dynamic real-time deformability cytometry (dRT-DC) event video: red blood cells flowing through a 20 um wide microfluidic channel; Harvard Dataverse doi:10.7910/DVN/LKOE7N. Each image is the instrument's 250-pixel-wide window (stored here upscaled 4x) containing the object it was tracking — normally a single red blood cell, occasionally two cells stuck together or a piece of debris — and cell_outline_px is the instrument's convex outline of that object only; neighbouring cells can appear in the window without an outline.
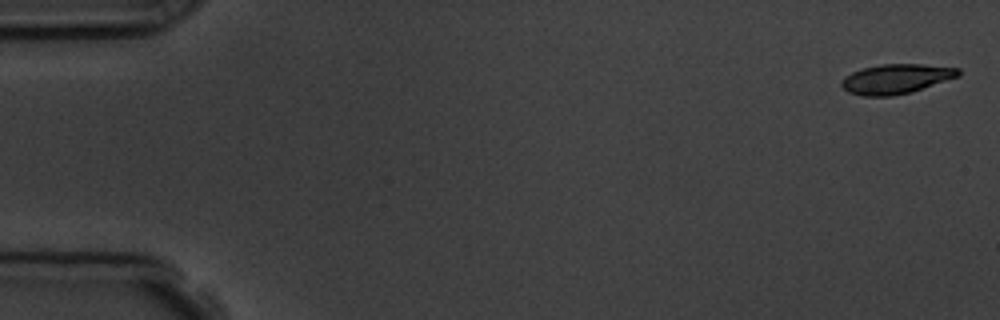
{"species": "common noctule bat (a hibernating species)", "species_latin": "Nyctalus noctula", "temperature_condition": "room temperature", "stored_images_in_passage": 6, "camera_frame_rate_fps": 3000, "um_per_image_px": 0.085, "animal": {"sex": "male", "body_mass_g": 19.5, "forearm_length_mm": 54.6}, "frame": {"image": 1, "passage_image": 1, "time_ms": 0.0, "image_size_px": [1000, 320], "cell_outline_px": [[960, 76], [912, 92], [892, 96], [864, 96], [848, 92], [840, 84], [840, 80], [844, 76], [852, 72], [864, 68], [880, 64], [920, 64], [960, 68]], "centroid_in_image_um": [76.16, 6.71], "position_along_channel_um": 8.8, "area_um2": 20.29}}